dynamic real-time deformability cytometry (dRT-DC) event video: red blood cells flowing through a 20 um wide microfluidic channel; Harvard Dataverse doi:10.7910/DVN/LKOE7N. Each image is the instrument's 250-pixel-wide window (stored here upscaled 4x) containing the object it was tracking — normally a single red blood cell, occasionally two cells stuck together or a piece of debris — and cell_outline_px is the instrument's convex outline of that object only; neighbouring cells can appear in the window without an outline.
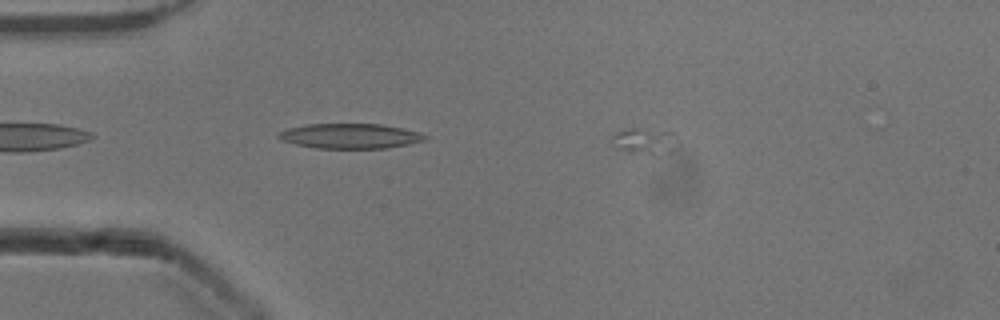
{"species": "common noctule bat (a hibernating species)", "species_latin": "Nyctalus noctula", "temperature_condition": "cold", "stored_images_in_passage": 37, "camera_frame_rate_fps": 3000, "um_per_image_px": 0.085, "animal": {"sex": "male", "body_mass_g": 13.3}, "frame": {"image": 1, "passage_image": 11, "time_ms": 3.333, "image_size_px": [1000, 320], "cell_outline_px": [[680, 144], [672, 152], [656, 156], [652, 156], [628, 152], [620, 148], [612, 136], [616, 132], [632, 128], [640, 128], [672, 132], [676, 136]], "centroid_in_image_um": [54.95, 12.02], "position_along_channel_um": 30.0, "area_um2": 10.17}}